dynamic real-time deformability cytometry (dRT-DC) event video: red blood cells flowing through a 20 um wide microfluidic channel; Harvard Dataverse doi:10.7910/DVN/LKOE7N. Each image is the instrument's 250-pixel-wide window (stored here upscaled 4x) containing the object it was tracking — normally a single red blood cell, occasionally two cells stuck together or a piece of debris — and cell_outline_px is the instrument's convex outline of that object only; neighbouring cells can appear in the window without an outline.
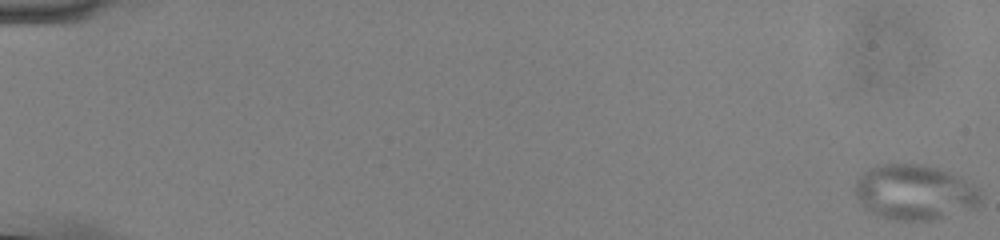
{"species": "common noctule bat (a hibernating species)", "species_latin": "Nyctalus noctula", "temperature_condition": "cold", "stored_images_in_passage": 57, "camera_frame_rate_fps": 3000, "um_per_image_px": 0.085, "animal": {"sex": "male", "body_mass_g": 13.0, "forearm_length_mm": 53.1}, "frame": {"image": 1, "passage_image": 1, "time_ms": 0.0, "image_size_px": [1000, 240], "cell_outline_px": [[980, 204], [972, 208], [932, 220], [888, 220], [864, 208], [860, 204], [852, 188], [856, 180], [868, 168], [876, 164], [924, 164], [960, 176], [980, 188]], "centroid_in_image_um": [77.7, 16.33], "position_along_channel_um": 7.3, "area_um2": 40.69}}
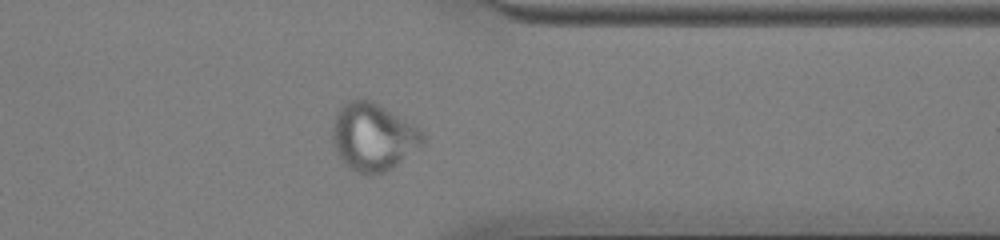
{"frame": {"image": 2, "passage_image": 46, "time_ms": 15.0, "image_size_px": [1000, 240], "cell_outline_px": [[424, 144], [392, 168], [384, 172], [368, 176], [356, 172], [348, 168], [344, 164], [336, 152], [332, 144], [332, 124], [336, 112], [344, 104], [352, 100], [372, 100], [416, 124], [424, 132]], "centroid_in_image_um": [31.72, 11.65], "position_along_channel_um": 379.7, "area_um2": 36.13}}
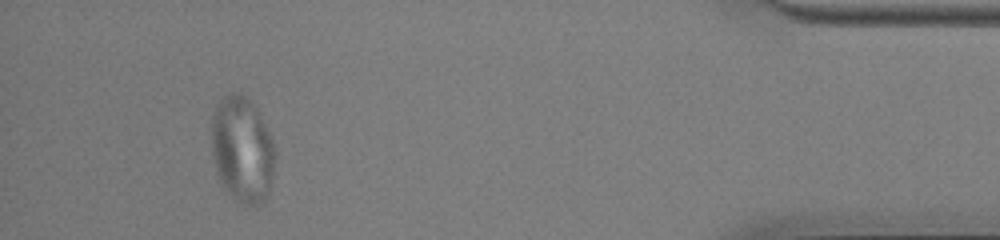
{"frame": {"image": 3, "passage_image": 53, "time_ms": 17.333, "image_size_px": [1000, 240], "cell_outline_px": [[276, 156], [268, 196], [260, 204], [240, 204], [232, 200], [220, 184], [216, 172], [212, 156], [212, 112], [220, 96], [232, 92], [236, 92], [252, 100], [256, 104], [260, 112], [272, 140], [276, 152]], "centroid_in_image_um": [20.58, 12.7], "position_along_channel_um": 414.6, "area_um2": 40.29}}